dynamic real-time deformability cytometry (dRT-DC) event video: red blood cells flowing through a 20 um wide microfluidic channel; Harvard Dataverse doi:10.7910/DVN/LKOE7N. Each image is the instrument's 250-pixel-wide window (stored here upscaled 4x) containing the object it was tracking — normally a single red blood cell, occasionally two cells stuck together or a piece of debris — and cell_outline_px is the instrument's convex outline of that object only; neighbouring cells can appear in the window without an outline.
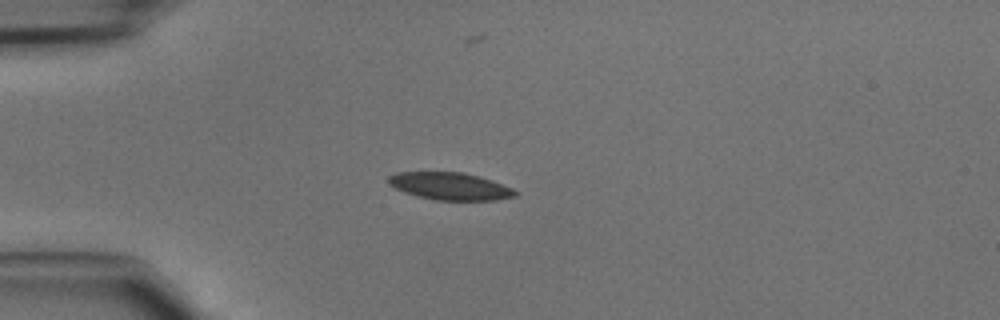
{"species": "common noctule bat (a hibernating species)", "species_latin": "Nyctalus noctula", "temperature_condition": "cold", "stored_images_in_passage": 47, "camera_frame_rate_fps": 3000, "um_per_image_px": 0.085, "animal": {"sex": "male", "body_mass_g": 15.6}, "frame": {"image": 1, "passage_image": 12, "time_ms": 3.667, "image_size_px": [1000, 320], "cell_outline_px": [[520, 192], [516, 196], [496, 200], [436, 200], [404, 192], [396, 188], [388, 180], [388, 176], [396, 172], [464, 172], [480, 176], [492, 180], [512, 188]], "centroid_in_image_um": [38.31, 15.82], "position_along_channel_um": 46.7, "area_um2": 20.17}}
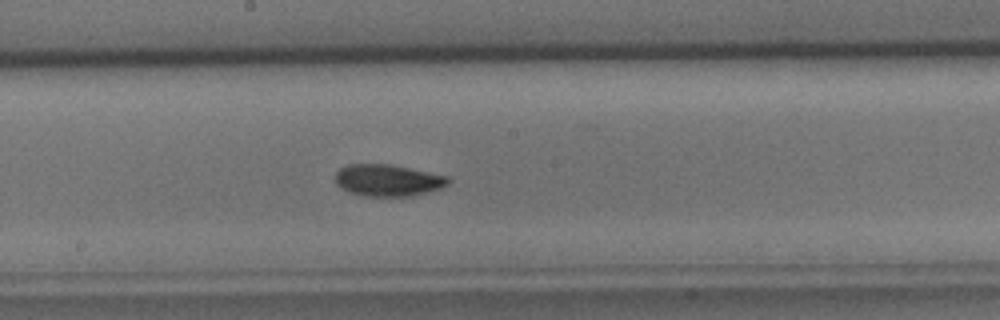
{"frame": {"image": 2, "passage_image": 25, "time_ms": 8.0, "image_size_px": [1000, 320], "cell_outline_px": [[452, 180], [448, 184], [440, 188], [412, 196], [364, 196], [348, 192], [340, 188], [336, 184], [336, 172], [340, 168], [348, 164], [392, 164], [448, 176]], "centroid_in_image_um": [32.96, 15.32], "position_along_channel_um": 215.2, "area_um2": 21.04}}
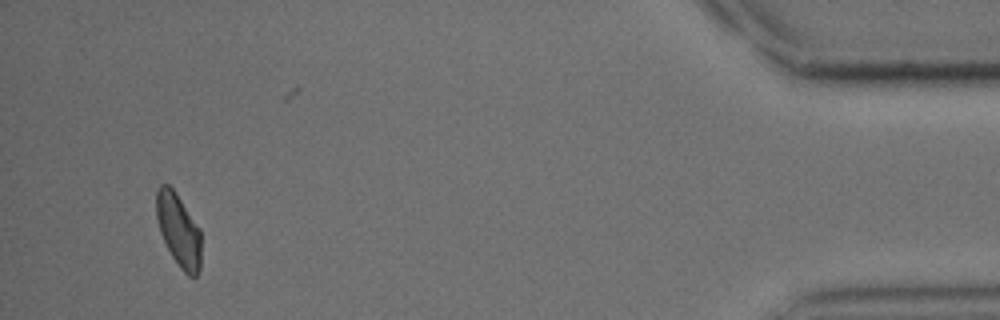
{"frame": {"image": 3, "passage_image": 44, "time_ms": 14.333, "image_size_px": [1000, 320], "cell_outline_px": [[200, 268], [196, 276], [188, 276], [180, 268], [172, 256], [160, 232], [156, 220], [156, 188], [160, 184], [168, 184], [176, 192], [200, 228]], "centroid_in_image_um": [15.16, 19.53], "position_along_channel_um": 420.0, "area_um2": 19.07}}